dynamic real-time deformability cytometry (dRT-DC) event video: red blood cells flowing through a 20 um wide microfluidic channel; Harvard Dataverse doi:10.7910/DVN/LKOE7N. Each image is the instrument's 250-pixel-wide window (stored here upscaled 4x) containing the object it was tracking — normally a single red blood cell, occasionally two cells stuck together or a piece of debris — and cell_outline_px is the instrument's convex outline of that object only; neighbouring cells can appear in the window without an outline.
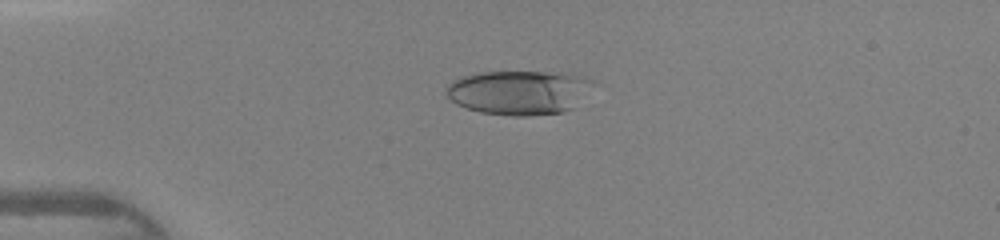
{"species": "human", "species_latin": "Homo sapiens", "temperature_condition": "warm", "stored_images_in_passage": 40, "camera_frame_rate_fps": 3000, "um_per_image_px": 0.085, "donor": {"sex": "female"}, "frame": {"image": 1, "passage_image": 6, "time_ms": 1.667, "image_size_px": [1000, 240], "cell_outline_px": [[592, 80], [572, 108], [560, 112], [528, 116], [512, 116], [480, 112], [456, 104], [448, 96], [444, 88], [452, 80], [464, 76], [480, 72], [556, 72], [584, 76]], "centroid_in_image_um": [44.01, 7.85], "position_along_channel_um": 41.0, "area_um2": 37.22}}
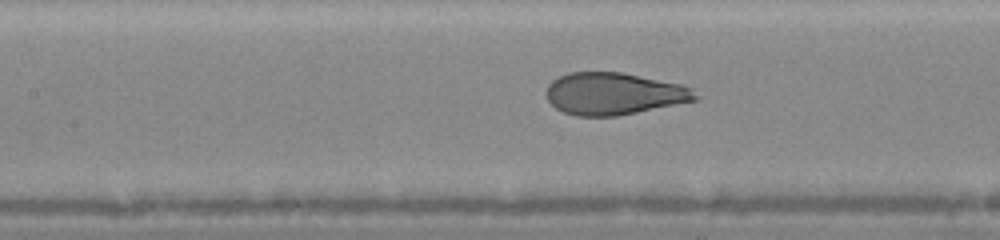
{"frame": {"image": 2, "passage_image": 16, "time_ms": 5.0, "image_size_px": [1000, 240], "cell_outline_px": [[700, 96], [696, 100], [616, 116], [576, 116], [564, 112], [556, 108], [548, 100], [544, 92], [548, 84], [552, 80], [568, 72], [620, 72], [684, 84], [692, 88]], "centroid_in_image_um": [52.17, 7.95], "position_along_channel_um": 155.2, "area_um2": 36.7}}
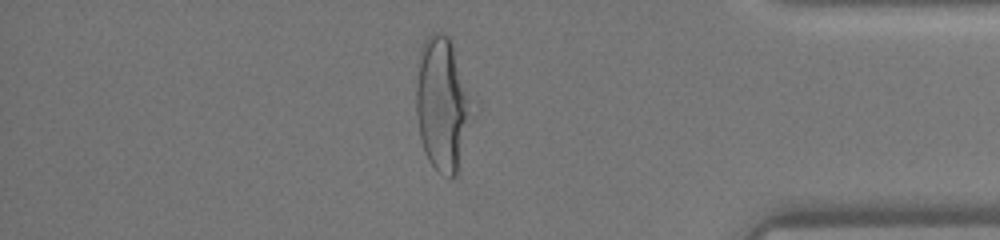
{"frame": {"image": 3, "passage_image": 34, "time_ms": 11.0, "image_size_px": [1000, 240], "cell_outline_px": [[472, 104], [456, 176], [448, 176], [440, 172], [428, 160], [424, 152], [420, 136], [416, 116], [416, 88], [420, 48], [424, 40], [432, 32], [444, 32], [452, 40]], "centroid_in_image_um": [37.55, 8.77], "position_along_channel_um": 397.7, "area_um2": 42.54}}